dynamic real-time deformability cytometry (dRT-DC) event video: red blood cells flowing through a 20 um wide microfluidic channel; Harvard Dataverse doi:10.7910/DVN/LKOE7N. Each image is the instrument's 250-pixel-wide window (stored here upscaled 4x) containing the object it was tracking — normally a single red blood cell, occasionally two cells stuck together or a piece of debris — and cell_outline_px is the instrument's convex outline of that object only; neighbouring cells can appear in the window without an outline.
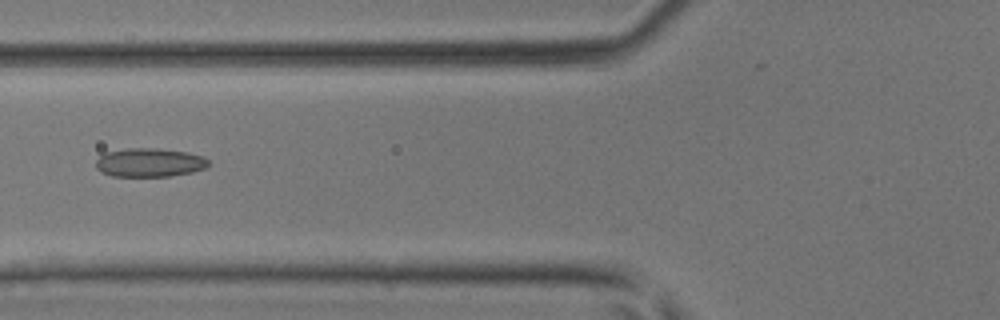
{"species": "common noctule bat (a hibernating species)", "species_latin": "Nyctalus noctula", "temperature_condition": "room temperature", "stored_images_in_passage": 27, "camera_frame_rate_fps": 3000, "um_per_image_px": 0.085, "animal": {"sex": "male", "body_mass_g": 17.9, "forearm_length_mm": 54.2}, "frame": {"image": 1, "passage_image": 19, "time_ms": 6.0, "image_size_px": [1000, 320], "cell_outline_px": [[208, 164], [204, 168], [192, 172], [172, 176], [112, 176], [100, 172], [96, 168], [96, 160], [104, 152], [128, 148], [152, 148], [188, 152], [204, 156], [208, 160]], "centroid_in_image_um": [12.68, 13.81], "position_along_channel_um": 113.1, "area_um2": 18.9}}